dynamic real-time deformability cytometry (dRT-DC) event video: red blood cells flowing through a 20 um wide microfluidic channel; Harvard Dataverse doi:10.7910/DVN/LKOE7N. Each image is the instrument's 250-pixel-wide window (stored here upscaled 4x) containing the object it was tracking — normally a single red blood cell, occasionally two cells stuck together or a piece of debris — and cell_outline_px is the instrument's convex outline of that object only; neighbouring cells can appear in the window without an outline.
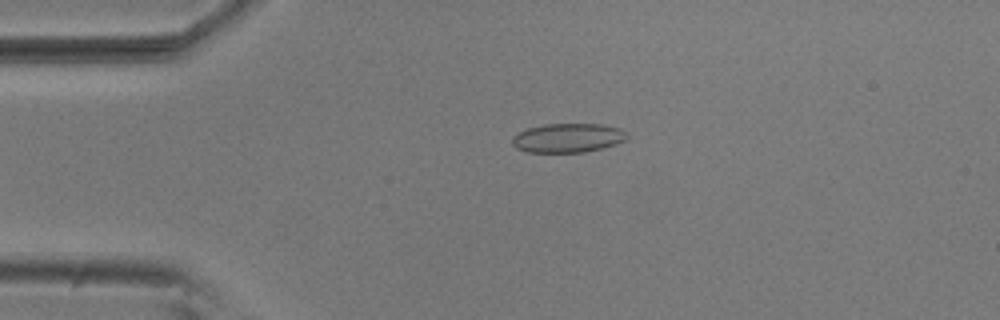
{"species": "common noctule bat (a hibernating species)", "species_latin": "Nyctalus noctula", "temperature_condition": "room temperature", "stored_images_in_passage": 54, "camera_frame_rate_fps": 3000, "um_per_image_px": 0.085, "animal": {"sex": "male", "body_mass_g": 20.5, "forearm_length_mm": 52.5}, "frame": {"image": 1, "passage_image": 12, "time_ms": 3.667, "image_size_px": [1000, 320], "cell_outline_px": [[628, 136], [624, 140], [600, 148], [584, 152], [528, 152], [516, 148], [512, 144], [512, 136], [528, 128], [544, 124], [600, 124], [620, 128]], "centroid_in_image_um": [48.22, 11.72], "position_along_channel_um": 36.8, "area_um2": 19.19}}
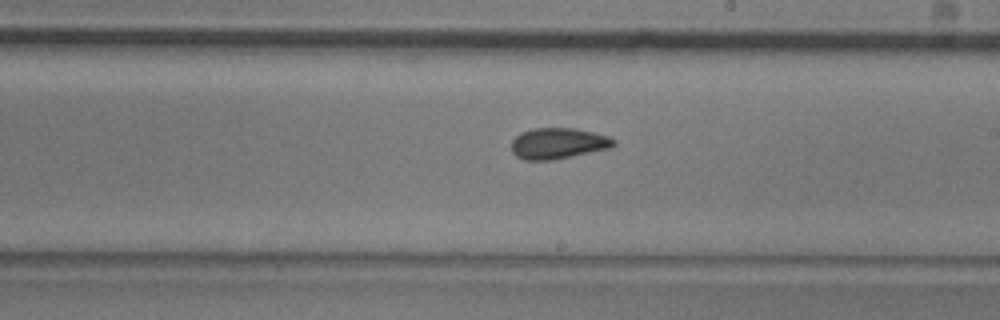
{"frame": {"image": 2, "passage_image": 31, "time_ms": 10.0, "image_size_px": [1000, 320], "cell_outline_px": [[616, 144], [608, 148], [552, 160], [524, 160], [516, 156], [512, 152], [512, 140], [520, 132], [532, 128], [576, 128], [608, 136], [616, 140]], "centroid_in_image_um": [47.4, 12.18], "position_along_channel_um": 241.6, "area_um2": 18.38}}
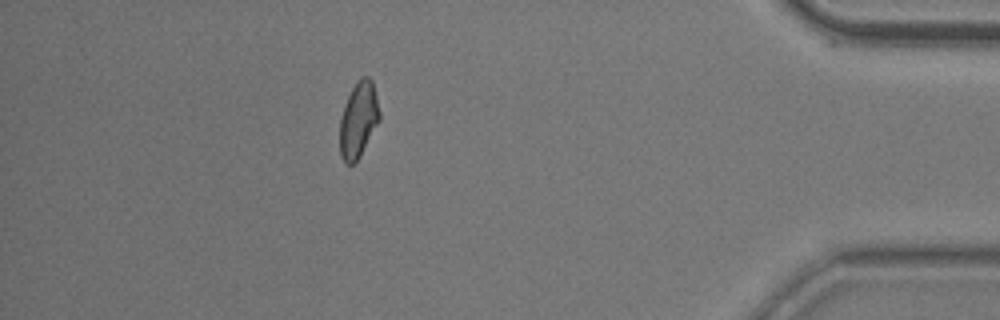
{"frame": {"image": 3, "passage_image": 48, "time_ms": 15.667, "image_size_px": [1000, 320], "cell_outline_px": [[380, 120], [360, 156], [352, 164], [344, 164], [340, 156], [340, 116], [348, 96], [356, 80], [360, 76], [368, 76], [372, 80], [380, 112]], "centroid_in_image_um": [30.46, 10.17], "position_along_channel_um": 404.7, "area_um2": 17.63}, "authors_computed_cell_mechanics": {"area_um2": 18.1492, "velocity_mm_per_s": 3.7129, "shape_relaxation_time_tau1_ms": 4.0915, "shape_relaxation_time_tau2_ms": 1.9457, "deformation_change_tau1": 0.1127, "deformation_change_tau2": 0.0861}}